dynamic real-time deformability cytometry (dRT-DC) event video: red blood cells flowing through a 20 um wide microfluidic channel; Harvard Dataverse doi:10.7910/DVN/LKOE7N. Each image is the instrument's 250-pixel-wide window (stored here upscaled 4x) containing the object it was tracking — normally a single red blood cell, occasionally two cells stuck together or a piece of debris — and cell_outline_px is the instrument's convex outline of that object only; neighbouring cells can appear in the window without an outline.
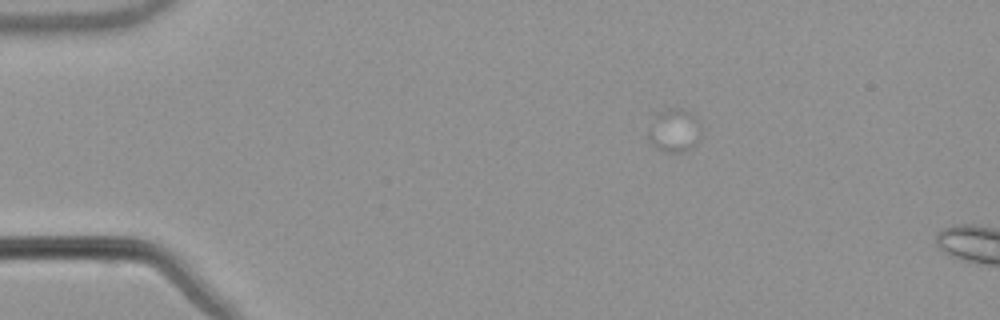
{"species": "common noctule bat (a hibernating species)", "species_latin": "Nyctalus noctula", "temperature_condition": "warm", "stored_images_in_passage": 8, "camera_frame_rate_fps": 3000, "um_per_image_px": 0.085, "animal": {"sex": "male", "body_mass_g": 21.5, "forearm_length_mm": 52.0}, "frame": {"image": 1, "passage_image": 4, "time_ms": 1.0, "image_size_px": [1000, 320], "cell_outline_px": [[700, 140], [696, 144], [684, 152], [664, 152], [656, 148], [652, 144], [648, 136], [656, 112], [668, 108], [680, 108], [688, 112], [700, 124]], "centroid_in_image_um": [57.32, 11.11], "position_along_channel_um": 27.7, "area_um2": 13.18}}